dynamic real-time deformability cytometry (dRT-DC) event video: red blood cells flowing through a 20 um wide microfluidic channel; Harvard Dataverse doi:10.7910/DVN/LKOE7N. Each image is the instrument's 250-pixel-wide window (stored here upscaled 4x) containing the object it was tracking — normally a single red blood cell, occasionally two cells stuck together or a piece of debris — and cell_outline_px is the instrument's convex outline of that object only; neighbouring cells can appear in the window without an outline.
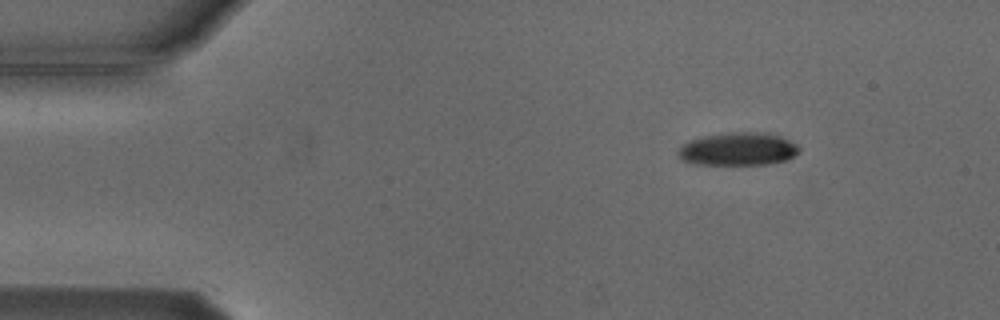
{"species": "Egyptian fruit bat (a non-hibernating species)", "species_latin": "Rousettus aegyptiacus", "temperature_condition": "cold", "stored_images_in_passage": 3, "camera_frame_rate_fps": 3000, "um_per_image_px": 0.085, "animal": {"sex": "male"}, "frame": {"image": 1, "passage_image": 1, "time_ms": 0.0, "image_size_px": [1000, 320], "cell_outline_px": [[800, 152], [788, 160], [768, 164], [696, 164], [684, 160], [676, 152], [684, 144], [692, 140], [708, 136], [732, 132], [764, 132], [780, 136], [796, 144], [800, 148]], "centroid_in_image_um": [62.81, 12.67], "position_along_channel_um": 22.2, "area_um2": 22.95}}